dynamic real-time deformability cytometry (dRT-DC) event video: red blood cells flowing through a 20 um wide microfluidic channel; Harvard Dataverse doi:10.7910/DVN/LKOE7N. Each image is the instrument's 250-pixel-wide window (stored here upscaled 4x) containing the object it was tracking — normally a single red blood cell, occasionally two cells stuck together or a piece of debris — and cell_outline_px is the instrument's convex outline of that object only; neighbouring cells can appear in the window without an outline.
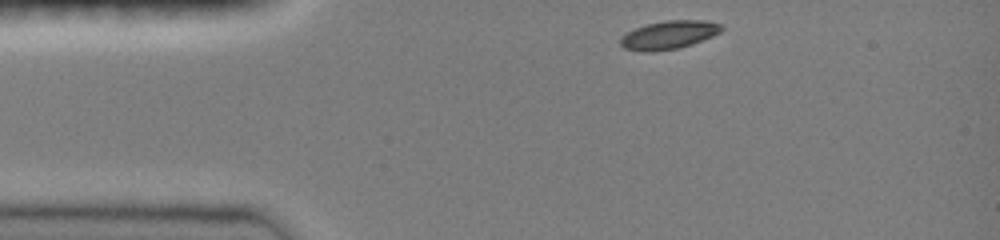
{"species": "common noctule bat (a hibernating species)", "species_latin": "Nyctalus noctula", "temperature_condition": "room temperature", "stored_images_in_passage": 35, "camera_frame_rate_fps": 3000, "um_per_image_px": 0.085, "animal": {"sex": "female", "body_mass_g": 19.0, "forearm_length_mm": 51.5}, "frame": {"image": 1, "passage_image": 1, "time_ms": 0.0, "image_size_px": [1000, 240], "cell_outline_px": [[724, 28], [720, 32], [712, 36], [692, 44], [680, 48], [652, 52], [644, 52], [624, 48], [620, 44], [620, 36], [644, 24], [664, 20], [708, 20], [720, 24]], "centroid_in_image_um": [56.84, 2.96], "position_along_channel_um": 28.2, "area_um2": 16.88}}
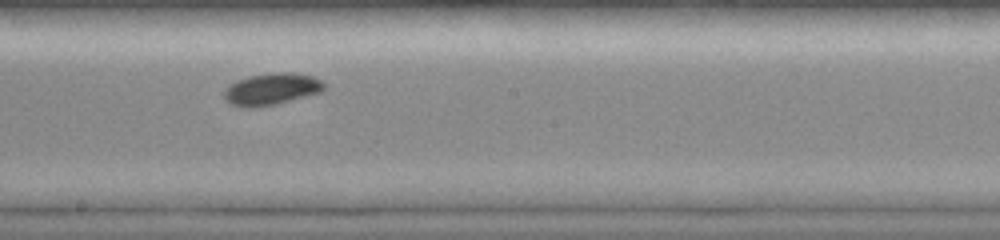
{"frame": {"image": 2, "passage_image": 19, "time_ms": 6.0, "image_size_px": [1000, 240], "cell_outline_px": [[324, 88], [320, 92], [276, 104], [256, 108], [248, 108], [228, 104], [224, 96], [224, 92], [228, 84], [236, 80], [248, 76], [276, 72], [292, 72], [312, 76], [320, 80], [324, 84]], "centroid_in_image_um": [23.02, 7.57], "position_along_channel_um": 225.2, "area_um2": 18.61}}
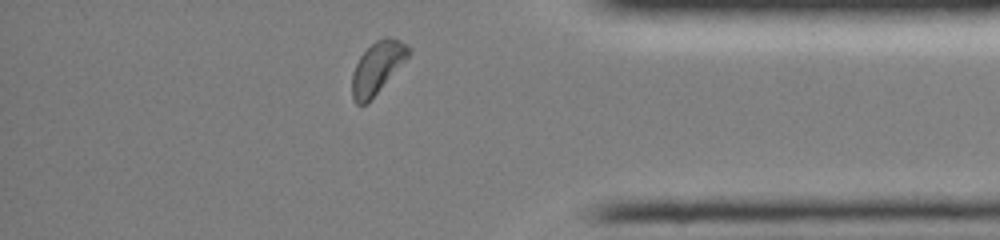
{"frame": {"image": 3, "passage_image": 33, "time_ms": 10.667, "image_size_px": [1000, 240], "cell_outline_px": [[412, 52], [376, 92], [364, 104], [356, 104], [352, 100], [352, 72], [360, 56], [376, 40], [384, 36], [388, 36], [400, 40], [412, 48]], "centroid_in_image_um": [32.07, 5.69], "position_along_channel_um": 403.1, "area_um2": 16.59}, "authors_computed_cell_mechanics": {"area_um2": 17.1088, "velocity_mm_per_s": 4.026, "shape_relaxation_time_tau1_ms": 5.844, "shape_relaxation_time_tau2_ms": null, "deformation_change_tau1": 0.1717, "deformation_change_tau2": null}}